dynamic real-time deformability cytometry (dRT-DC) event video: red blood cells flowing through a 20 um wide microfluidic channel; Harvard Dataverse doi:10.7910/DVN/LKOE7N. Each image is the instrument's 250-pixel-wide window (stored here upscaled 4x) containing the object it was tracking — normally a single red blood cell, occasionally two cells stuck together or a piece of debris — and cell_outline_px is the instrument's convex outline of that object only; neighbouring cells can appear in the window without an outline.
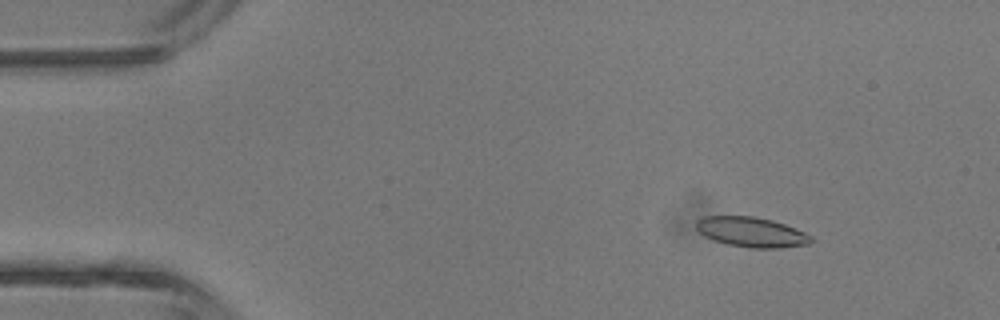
{"species": "common noctule bat (a hibernating species)", "species_latin": "Nyctalus noctula", "temperature_condition": "room temperature", "stored_images_in_passage": 3, "camera_frame_rate_fps": 3000, "um_per_image_px": 0.085, "animal": {"sex": "male", "body_mass_g": 13.3}, "frame": {"image": 1, "passage_image": 1, "time_ms": 0.0, "image_size_px": [1000, 320], "cell_outline_px": [[812, 240], [808, 244], [780, 248], [752, 248], [728, 244], [712, 240], [704, 236], [696, 228], [696, 220], [704, 216], [752, 216], [772, 220], [796, 228], [812, 236]], "centroid_in_image_um": [63.86, 19.72], "position_along_channel_um": 21.1, "area_um2": 20.06}}
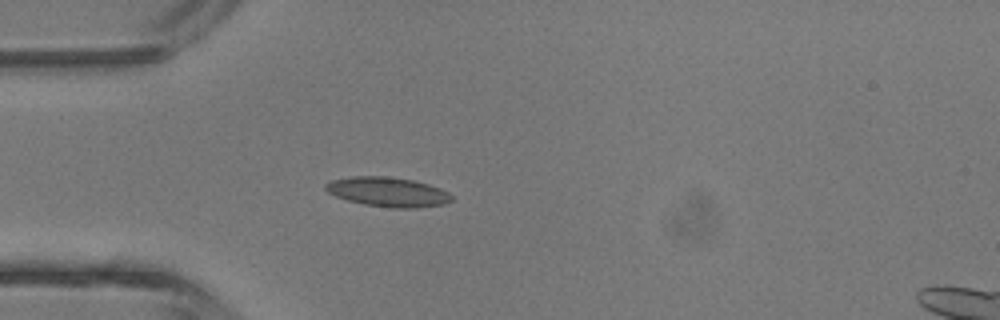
{"frame": {"image": 2, "passage_image": 3, "time_ms": 2.333, "image_size_px": [1000, 320], "cell_outline_px": [[452, 200], [444, 204], [416, 208], [392, 208], [364, 204], [348, 200], [336, 196], [328, 192], [324, 188], [324, 184], [332, 180], [352, 176], [388, 176], [412, 180], [428, 184], [440, 188], [448, 192], [452, 196]], "centroid_in_image_um": [32.96, 16.31], "position_along_channel_um": 52.0, "area_um2": 21.68}}